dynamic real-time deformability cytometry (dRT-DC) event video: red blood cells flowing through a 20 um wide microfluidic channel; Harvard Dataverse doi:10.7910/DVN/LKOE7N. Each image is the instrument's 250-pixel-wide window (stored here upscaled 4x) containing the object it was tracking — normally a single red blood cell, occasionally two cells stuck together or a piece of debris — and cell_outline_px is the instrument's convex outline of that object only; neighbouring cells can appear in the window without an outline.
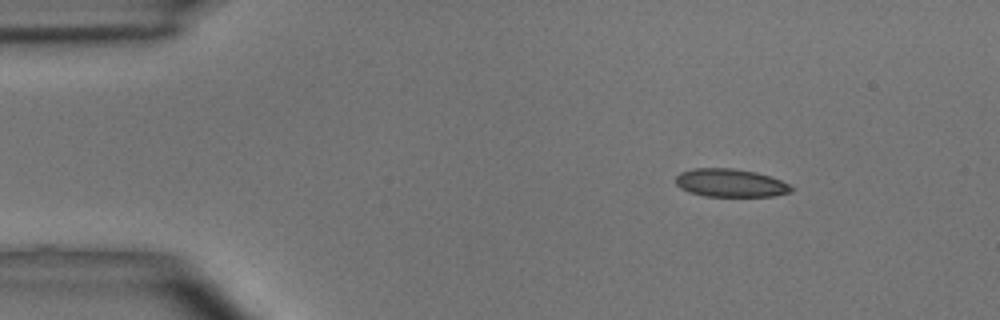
{"species": "common noctule bat (a hibernating species)", "species_latin": "Nyctalus noctula", "temperature_condition": "room temperature", "stored_images_in_passage": 43, "camera_frame_rate_fps": 3000, "um_per_image_px": 0.085, "animal": {"sex": "male", "body_mass_g": 15.6}, "frame": {"image": 1, "passage_image": 1, "time_ms": 0.0, "image_size_px": [1000, 320], "cell_outline_px": [[792, 192], [772, 196], [704, 196], [688, 192], [680, 188], [676, 184], [676, 176], [680, 172], [692, 168], [732, 168], [756, 172], [780, 180], [788, 184], [792, 188]], "centroid_in_image_um": [62.04, 15.55], "position_along_channel_um": 23.0, "area_um2": 18.9}}
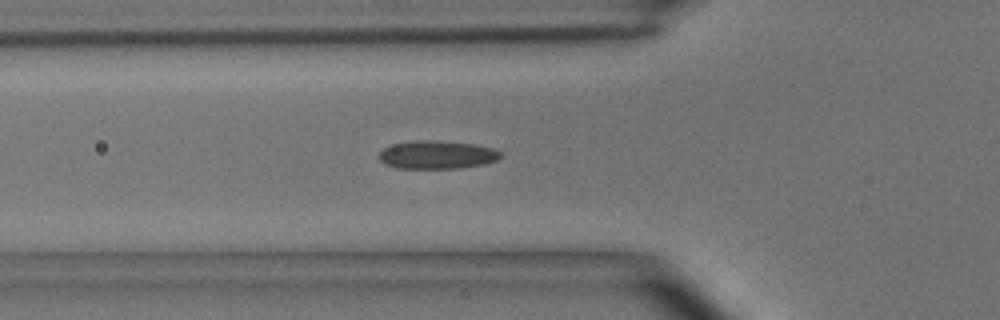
{"frame": {"image": 2, "passage_image": 11, "time_ms": 3.333, "image_size_px": [1000, 320], "cell_outline_px": [[504, 156], [496, 160], [484, 164], [456, 168], [396, 168], [384, 164], [380, 160], [380, 152], [388, 144], [416, 140], [436, 140], [476, 144], [492, 148], [500, 152]], "centroid_in_image_um": [37.13, 13.14], "position_along_channel_um": 88.7, "area_um2": 20.11}}
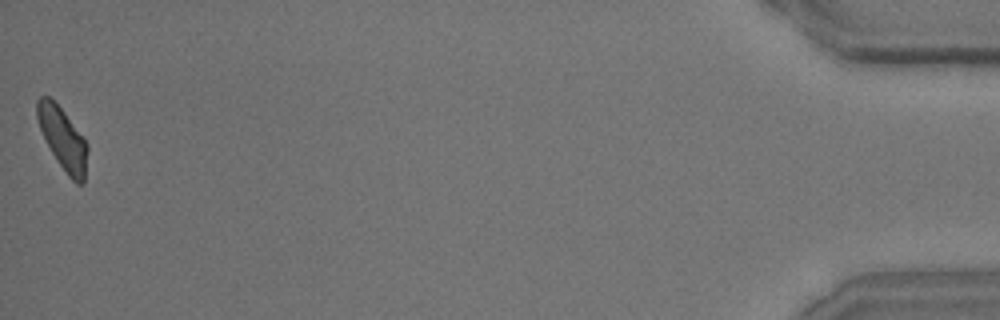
{"frame": {"image": 3, "passage_image": 43, "time_ms": 14.0, "image_size_px": [1000, 320], "cell_outline_px": [[88, 148], [84, 184], [76, 184], [68, 176], [52, 152], [40, 128], [36, 116], [36, 100], [40, 96], [48, 96], [64, 112], [88, 144]], "centroid_in_image_um": [5.34, 11.8], "position_along_channel_um": 429.9, "area_um2": 17.86}, "authors_computed_cell_mechanics": {"area_um2": 19.1896, "velocity_mm_per_s": 4.0763, "shape_relaxation_time_tau1_ms": 9.8671, "shape_relaxation_time_tau2_ms": 2.7115, "deformation_change_tau1": 0.2195, "deformation_change_tau2": 0.0985}}